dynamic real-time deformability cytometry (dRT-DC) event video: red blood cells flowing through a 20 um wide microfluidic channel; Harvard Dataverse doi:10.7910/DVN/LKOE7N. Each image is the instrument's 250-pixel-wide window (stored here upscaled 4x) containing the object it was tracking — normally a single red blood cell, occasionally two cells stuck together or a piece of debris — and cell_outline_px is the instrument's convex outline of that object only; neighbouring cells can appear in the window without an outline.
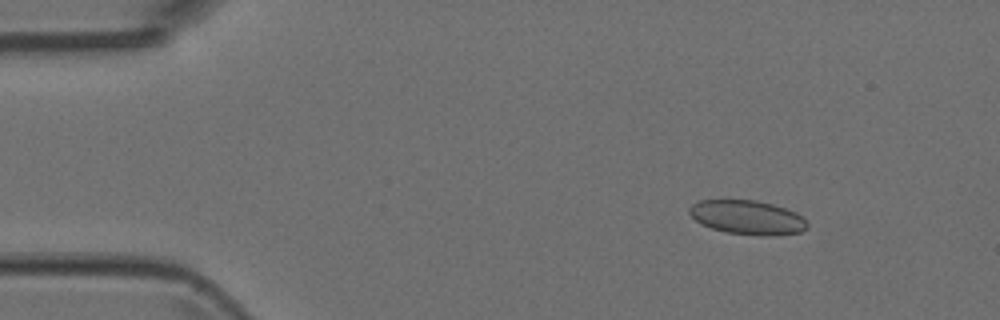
{"species": "Egyptian fruit bat (a non-hibernating species)", "species_latin": "Rousettus aegyptiacus", "temperature_condition": "room temperature", "stored_images_in_passage": 5, "camera_frame_rate_fps": 3000, "um_per_image_px": 0.085, "animal": {"sex": "female"}, "frame": {"image": 1, "passage_image": 1, "time_ms": 0.0, "image_size_px": [1000, 320], "cell_outline_px": [[808, 228], [800, 232], [768, 236], [760, 236], [728, 232], [712, 228], [700, 224], [688, 212], [688, 208], [692, 204], [700, 200], [756, 200], [772, 204], [796, 212], [808, 224]], "centroid_in_image_um": [63.51, 18.48], "position_along_channel_um": 21.5, "area_um2": 23.35}}
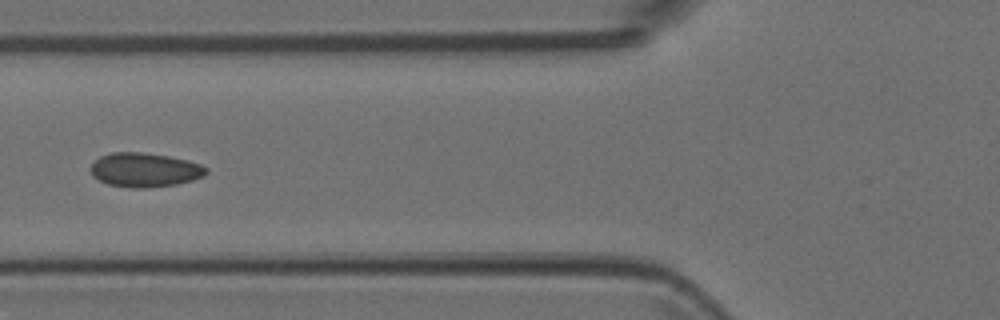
{"frame": {"image": 2, "passage_image": 4, "time_ms": 1.0, "image_size_px": [1000, 320], "cell_outline_px": [[208, 172], [204, 176], [192, 180], [176, 184], [144, 188], [132, 188], [108, 184], [92, 176], [88, 168], [100, 156], [112, 152], [140, 152], [168, 156], [188, 160], [200, 164], [208, 168]], "centroid_in_image_um": [12.29, 14.44], "position_along_channel_um": 113.5, "area_um2": 23.06}}
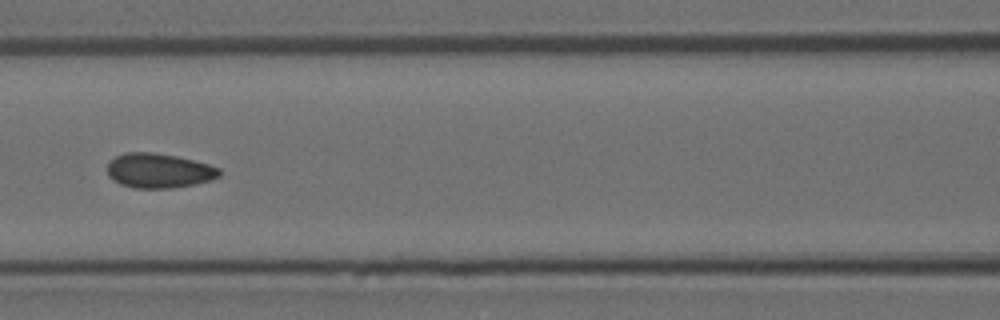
{"frame": {"image": 3, "passage_image": 5, "time_ms": 1.333, "image_size_px": [1000, 320], "cell_outline_px": [[220, 176], [212, 180], [196, 184], [172, 188], [136, 188], [120, 184], [108, 176], [108, 164], [116, 156], [124, 152], [152, 152], [176, 156], [208, 164], [220, 168]], "centroid_in_image_um": [13.52, 14.51], "position_along_channel_um": 153.1, "area_um2": 22.6}}